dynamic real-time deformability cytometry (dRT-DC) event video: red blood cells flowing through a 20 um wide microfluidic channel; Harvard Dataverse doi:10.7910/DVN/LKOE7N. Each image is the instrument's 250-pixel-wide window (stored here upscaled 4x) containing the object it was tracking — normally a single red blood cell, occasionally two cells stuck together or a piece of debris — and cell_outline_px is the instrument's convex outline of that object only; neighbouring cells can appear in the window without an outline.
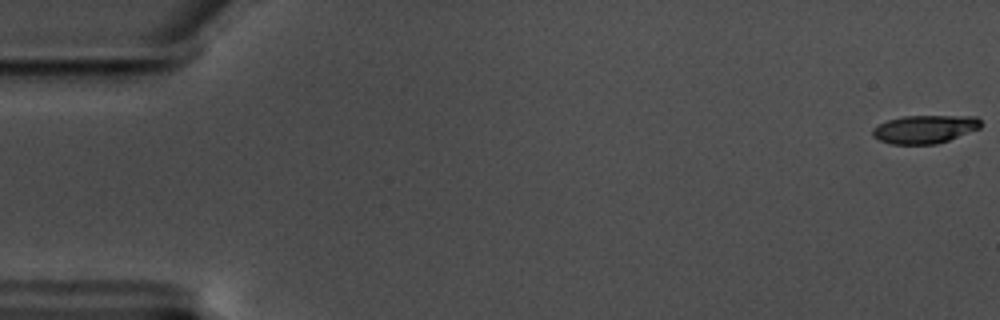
{"species": "common noctule bat (a hibernating species)", "species_latin": "Nyctalus noctula", "temperature_condition": "warm", "stored_images_in_passage": 60, "segment_of_instrument_passage": [1, 2], "camera_frame_rate_fps": 3000, "um_per_image_px": 0.085, "animal": {"sex": "male", "body_mass_g": 17.5, "forearm_length_mm": 52.3}, "frame": {"image": 1, "passage_image": 1, "time_ms": 0.0, "image_size_px": [1000, 320], "cell_outline_px": [[984, 124], [980, 128], [948, 140], [936, 144], [892, 144], [880, 140], [872, 136], [872, 128], [888, 120], [904, 116], [976, 116]], "centroid_in_image_um": [78.62, 10.97], "position_along_channel_um": 6.4, "area_um2": 17.74}}
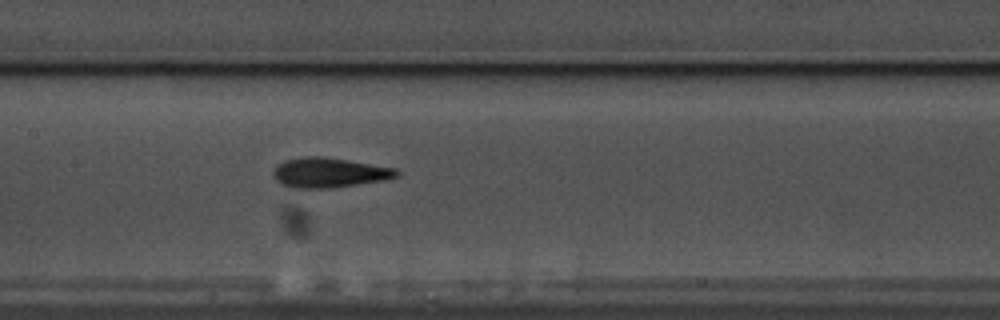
{"frame": {"image": 2, "passage_image": 29, "time_ms": 9.333, "image_size_px": [1000, 320], "cell_outline_px": [[400, 176], [384, 180], [328, 188], [292, 188], [280, 184], [272, 176], [272, 172], [276, 164], [284, 160], [304, 156], [324, 156], [396, 168], [400, 172]], "centroid_in_image_um": [27.94, 14.66], "position_along_channel_um": 179.5, "area_um2": 21.68}}
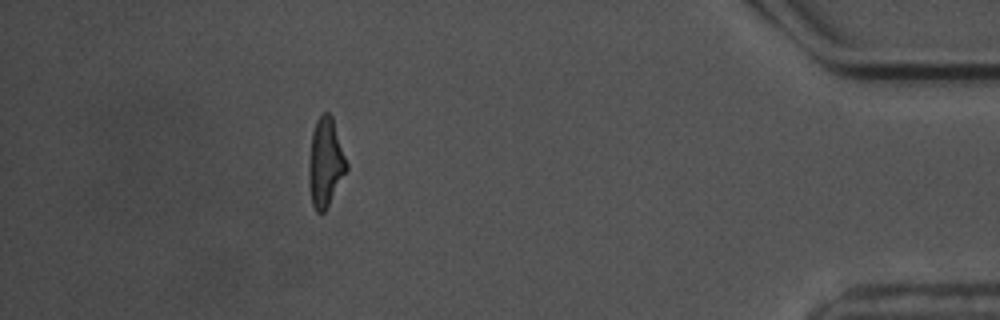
{"frame": {"image": 3, "passage_image": 53, "time_ms": 17.333, "image_size_px": [1000, 320], "cell_outline_px": [[348, 168], [324, 212], [316, 212], [312, 204], [308, 184], [308, 168], [312, 132], [316, 120], [324, 112], [328, 112], [332, 116], [348, 164]], "centroid_in_image_um": [27.65, 13.8], "position_along_channel_um": 407.6, "area_um2": 19.42}}